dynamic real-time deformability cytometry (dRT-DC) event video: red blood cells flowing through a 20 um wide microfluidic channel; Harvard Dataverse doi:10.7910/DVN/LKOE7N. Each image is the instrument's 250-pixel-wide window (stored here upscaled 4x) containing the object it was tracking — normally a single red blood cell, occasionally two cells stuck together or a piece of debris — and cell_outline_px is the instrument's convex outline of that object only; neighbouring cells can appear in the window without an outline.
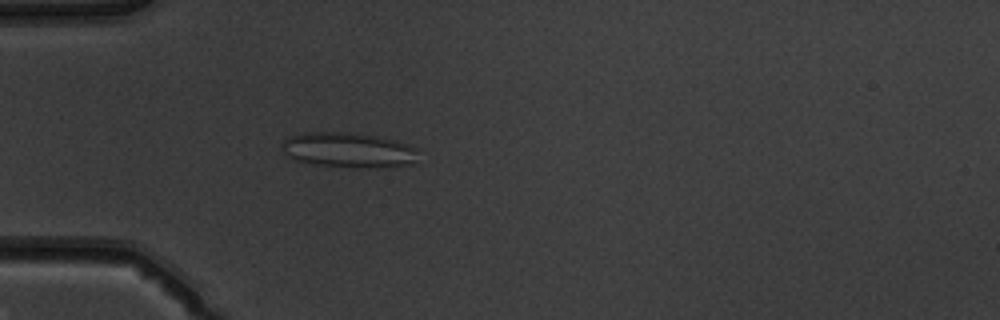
{"species": "common noctule bat (a hibernating species)", "species_latin": "Nyctalus noctula", "temperature_condition": "warm", "stored_images_in_passage": 52, "camera_frame_rate_fps": 3000, "um_per_image_px": 0.085, "animal": {"sex": "male", "body_mass_g": 19.5, "forearm_length_mm": 54.6}, "frame": {"image": 1, "passage_image": 16, "time_ms": 5.0, "image_size_px": [1000, 320], "cell_outline_px": [[416, 152], [412, 164], [388, 168], [356, 168], [312, 164], [296, 160], [284, 152], [280, 144], [288, 136], [304, 132], [348, 132], [376, 136], [396, 140], [408, 144], [416, 148]], "centroid_in_image_um": [29.6, 12.76], "position_along_channel_um": 55.4, "area_um2": 28.15}}
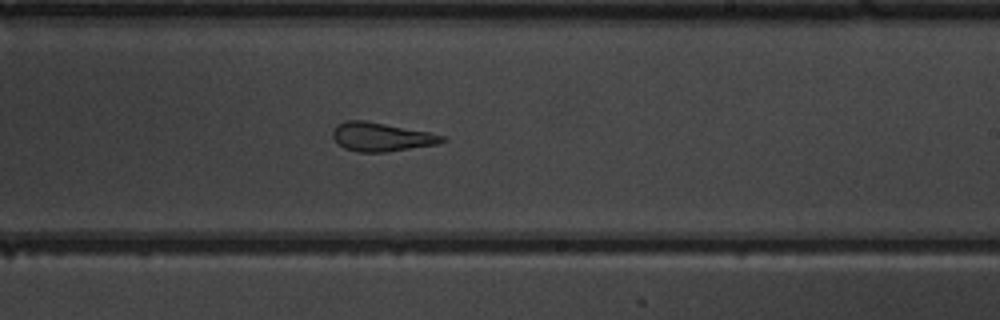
{"frame": {"image": 2, "passage_image": 32, "time_ms": 10.333, "image_size_px": [1000, 320], "cell_outline_px": [[448, 140], [440, 144], [384, 152], [356, 152], [344, 148], [332, 136], [332, 132], [336, 124], [344, 120], [364, 120], [428, 132], [444, 136]], "centroid_in_image_um": [32.41, 11.64], "position_along_channel_um": 256.6, "area_um2": 18.32}}
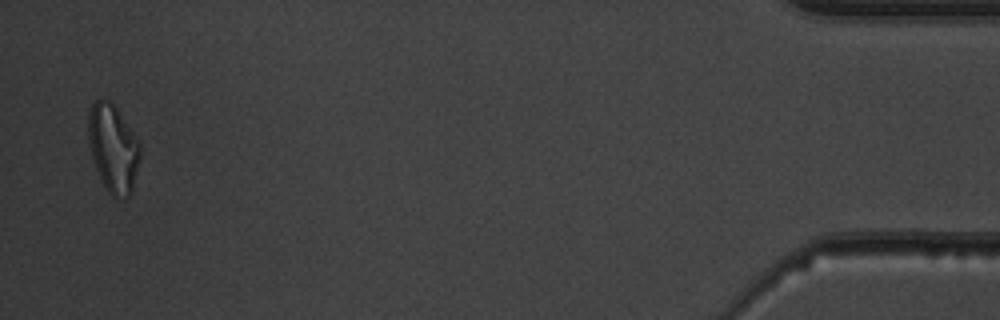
{"frame": {"image": 3, "passage_image": 51, "time_ms": 16.667, "image_size_px": [1000, 320], "cell_outline_px": [[140, 156], [132, 192], [128, 196], [116, 200], [108, 192], [92, 160], [88, 140], [88, 108], [96, 100], [108, 100], [116, 108], [140, 144]], "centroid_in_image_um": [9.59, 12.63], "position_along_channel_um": 425.6, "area_um2": 26.3}, "authors_computed_cell_mechanics": {"area_um2": 23.8136, "velocity_mm_per_s": 3.9442, "shape_relaxation_time_tau1_ms": null, "shape_relaxation_time_tau2_ms": 1.2874, "deformation_change_tau1": null, "deformation_change_tau2": 0.1231}}